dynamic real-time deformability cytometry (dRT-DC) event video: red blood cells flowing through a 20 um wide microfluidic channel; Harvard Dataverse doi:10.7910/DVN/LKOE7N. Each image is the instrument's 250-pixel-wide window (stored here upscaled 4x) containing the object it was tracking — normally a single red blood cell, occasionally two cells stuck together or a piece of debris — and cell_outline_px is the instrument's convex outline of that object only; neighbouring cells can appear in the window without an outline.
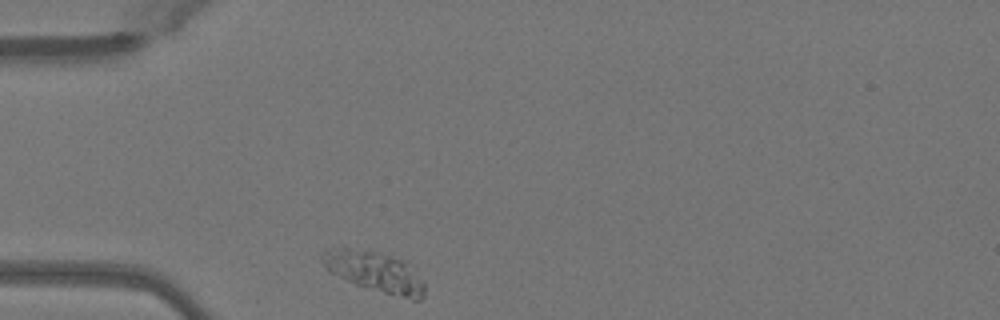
{"species": "Egyptian fruit bat (a non-hibernating species)", "species_latin": "Rousettus aegyptiacus", "temperature_condition": "warm", "stored_images_in_passage": 13, "camera_frame_rate_fps": 3000, "um_per_image_px": 0.085, "animal": {"sex": "female"}, "frame": {"image": 1, "passage_image": 1, "time_ms": 0.0, "image_size_px": [1000, 320], "cell_outline_px": [[424, 296], [420, 300], [412, 300], [356, 284], [328, 272], [320, 260], [320, 256], [324, 252], [344, 248], [348, 248], [380, 252], [408, 260], [424, 284]], "centroid_in_image_um": [31.9, 23.09], "position_along_channel_um": 53.1, "area_um2": 24.04}}
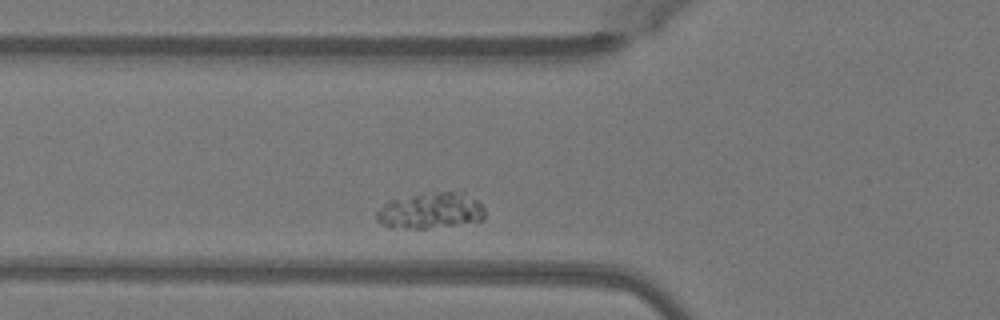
{"frame": {"image": 2, "passage_image": 5, "time_ms": 1.333, "image_size_px": [1000, 320], "cell_outline_px": [[484, 220], [424, 228], [388, 228], [376, 220], [376, 212], [388, 200], [432, 192], [460, 188], [480, 200], [484, 208]], "centroid_in_image_um": [36.65, 17.85], "position_along_channel_um": 89.1, "area_um2": 23.29}}
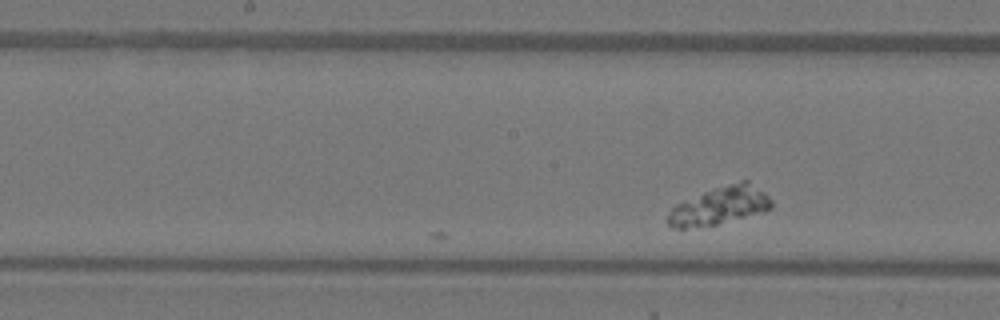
{"frame": {"image": 3, "passage_image": 13, "time_ms": 4.0, "image_size_px": [1000, 320], "cell_outline_px": [[772, 208], [764, 212], [716, 224], [684, 228], [672, 228], [668, 224], [668, 216], [672, 208], [676, 204], [704, 192], [740, 180], [748, 180], [764, 192], [772, 200]], "centroid_in_image_um": [61.22, 17.48], "position_along_channel_um": 187.0, "area_um2": 22.54}}